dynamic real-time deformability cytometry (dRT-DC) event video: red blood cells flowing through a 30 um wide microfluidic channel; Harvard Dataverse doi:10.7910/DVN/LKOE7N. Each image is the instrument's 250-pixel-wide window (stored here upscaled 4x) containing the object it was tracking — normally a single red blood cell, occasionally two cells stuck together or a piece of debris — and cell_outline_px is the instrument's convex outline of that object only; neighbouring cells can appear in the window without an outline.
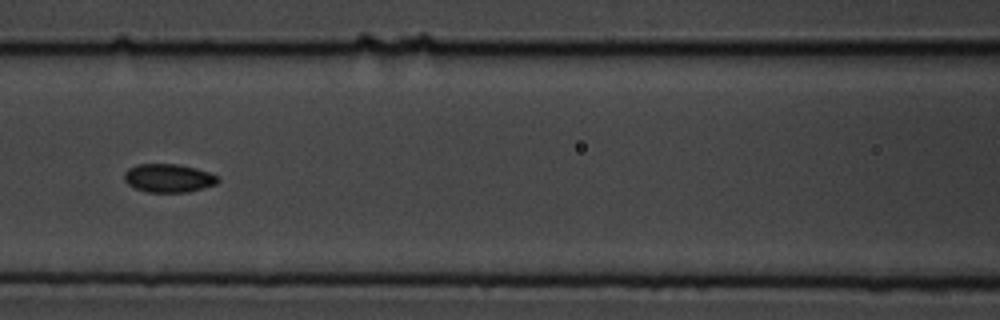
{"species": "common noctule bat (a hibernating species)", "species_latin": "Nyctalus noctula", "temperature_condition": "cold", "stored_images_in_passage": 11, "camera_frame_rate_fps": 3000, "um_per_image_px": 0.085, "animal": {"sex": "male", "body_mass_g": 19.5, "forearm_length_mm": 54.6}, "frame": {"image": 1, "passage_image": 7, "time_ms": 7.0, "image_size_px": [1000, 320], "cell_outline_px": [[220, 180], [216, 184], [204, 188], [188, 192], [148, 192], [136, 188], [128, 184], [124, 180], [124, 172], [128, 168], [136, 164], [176, 164], [196, 168], [220, 176]], "centroid_in_image_um": [14.34, 15.13], "position_along_channel_um": 152.3, "area_um2": 15.61}}
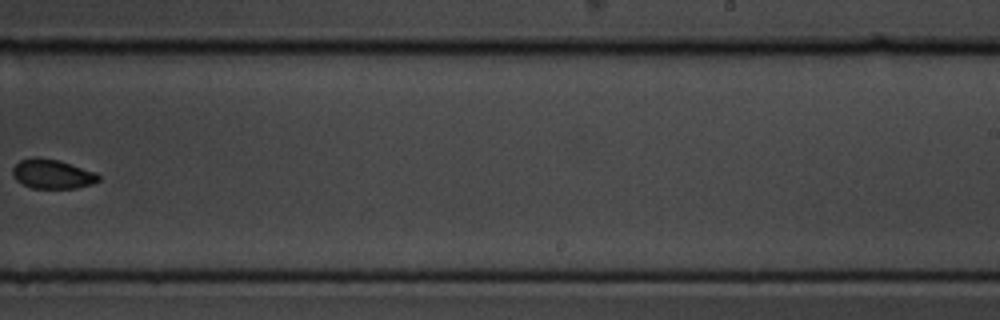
{"frame": {"image": 2, "passage_image": 10, "time_ms": 10.667, "image_size_px": [1000, 320], "cell_outline_px": [[100, 180], [92, 184], [76, 188], [32, 188], [16, 180], [12, 172], [12, 168], [20, 160], [32, 156], [40, 156], [60, 160], [96, 172], [100, 176]], "centroid_in_image_um": [4.45, 14.76], "position_along_channel_um": 284.5, "area_um2": 14.91}}
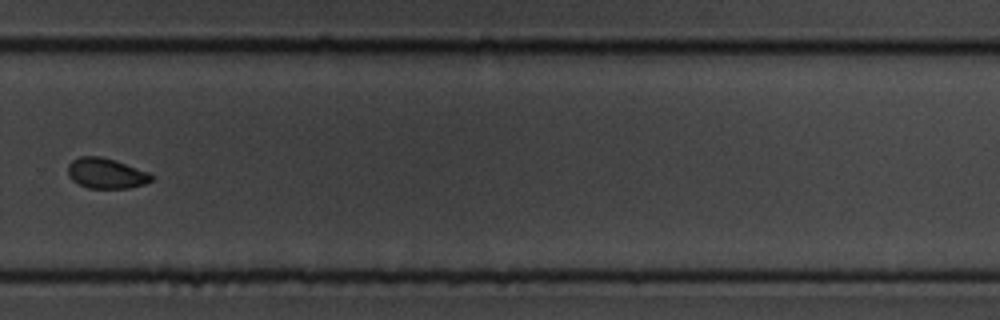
{"frame": {"image": 3, "passage_image": 11, "time_ms": 11.667, "image_size_px": [1000, 320], "cell_outline_px": [[152, 180], [144, 184], [128, 188], [88, 188], [72, 180], [68, 176], [68, 164], [72, 160], [80, 156], [100, 156], [116, 160], [152, 172]], "centroid_in_image_um": [9.04, 14.72], "position_along_channel_um": 320.8, "area_um2": 14.97}}